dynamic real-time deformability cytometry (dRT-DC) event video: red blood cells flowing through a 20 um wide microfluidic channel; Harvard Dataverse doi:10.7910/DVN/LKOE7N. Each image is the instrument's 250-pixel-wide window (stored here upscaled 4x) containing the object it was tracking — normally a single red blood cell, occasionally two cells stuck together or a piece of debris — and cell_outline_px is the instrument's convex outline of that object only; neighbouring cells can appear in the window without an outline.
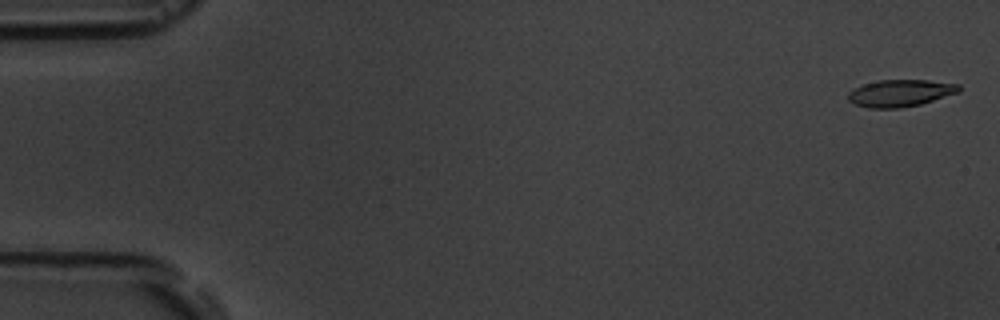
{"species": "common noctule bat (a hibernating species)", "species_latin": "Nyctalus noctula", "temperature_condition": "room temperature", "stored_images_in_passage": 17, "camera_frame_rate_fps": 3000, "um_per_image_px": 0.085, "animal": {"sex": "male", "body_mass_g": 19.5, "forearm_length_mm": 54.6}, "frame": {"image": 1, "passage_image": 1, "time_ms": 0.0, "image_size_px": [1000, 320], "cell_outline_px": [[960, 92], [920, 104], [900, 108], [868, 108], [856, 104], [848, 100], [848, 92], [852, 88], [864, 84], [880, 80], [928, 80], [960, 84]], "centroid_in_image_um": [76.52, 7.91], "position_along_channel_um": 8.5, "area_um2": 17.46}}
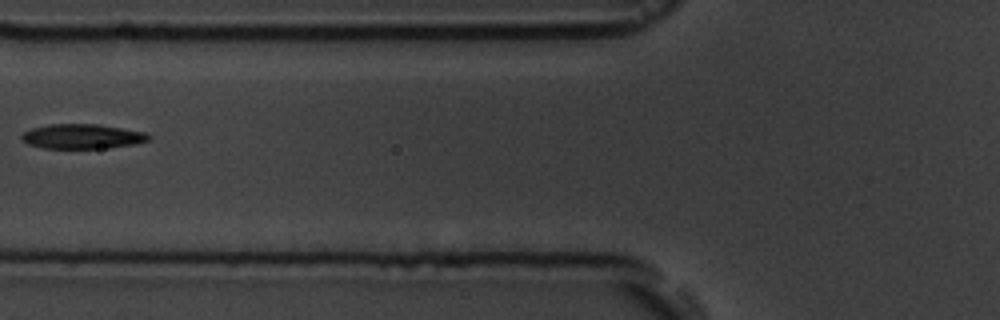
{"frame": {"image": 2, "passage_image": 7, "time_ms": 7.0, "image_size_px": [1000, 320], "cell_outline_px": [[152, 136], [148, 140], [136, 144], [108, 148], [40, 148], [28, 144], [20, 136], [24, 132], [32, 128], [48, 124], [96, 124], [148, 132]], "centroid_in_image_um": [7.02, 11.59], "position_along_channel_um": 118.8, "area_um2": 18.38}}
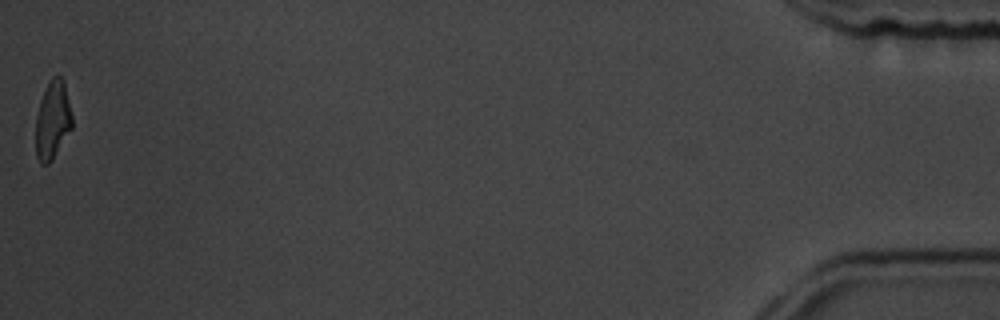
{"frame": {"image": 3, "passage_image": 17, "time_ms": 18.333, "image_size_px": [1000, 320], "cell_outline_px": [[72, 128], [52, 160], [48, 164], [40, 164], [36, 156], [36, 116], [40, 100], [52, 76], [60, 76], [64, 80], [72, 116]], "centroid_in_image_um": [4.47, 10.23], "position_along_channel_um": 430.7, "area_um2": 16.53}, "authors_computed_cell_mechanics": {"area_um2": 18.1492, "velocity_mm_per_s": 3.6288, "shape_relaxation_time_tau1_ms": 2.8157, "shape_relaxation_time_tau2_ms": 4.0321, "deformation_change_tau1": 0.127, "deformation_change_tau2": 0.1006}}